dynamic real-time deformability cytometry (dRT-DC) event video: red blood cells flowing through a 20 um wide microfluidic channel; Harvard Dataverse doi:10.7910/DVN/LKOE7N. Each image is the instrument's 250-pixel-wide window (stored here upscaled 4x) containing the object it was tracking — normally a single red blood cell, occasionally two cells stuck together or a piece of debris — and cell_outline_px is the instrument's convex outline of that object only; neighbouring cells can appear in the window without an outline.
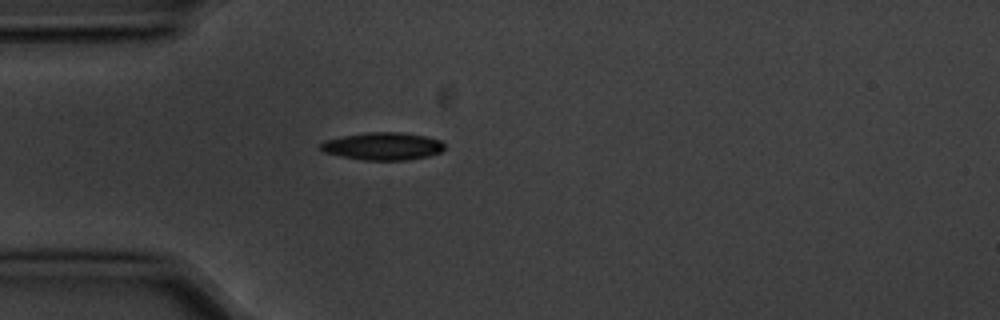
{"species": "common noctule bat (a hibernating species)", "species_latin": "Nyctalus noctula", "temperature_condition": "cold", "stored_images_in_passage": 4, "camera_frame_rate_fps": 3000, "um_per_image_px": 0.085, "animal": {"sex": "male", "body_mass_g": 20.1, "forearm_length_mm": 53.5}, "frame": {"image": 1, "passage_image": 4, "time_ms": 1.0, "image_size_px": [1000, 320], "cell_outline_px": [[444, 148], [440, 152], [428, 156], [404, 160], [364, 160], [340, 156], [324, 152], [320, 148], [320, 144], [324, 140], [344, 136], [368, 132], [400, 132], [424, 136], [440, 140], [444, 144]], "centroid_in_image_um": [32.52, 12.43], "position_along_channel_um": 52.5, "area_um2": 19.77}}